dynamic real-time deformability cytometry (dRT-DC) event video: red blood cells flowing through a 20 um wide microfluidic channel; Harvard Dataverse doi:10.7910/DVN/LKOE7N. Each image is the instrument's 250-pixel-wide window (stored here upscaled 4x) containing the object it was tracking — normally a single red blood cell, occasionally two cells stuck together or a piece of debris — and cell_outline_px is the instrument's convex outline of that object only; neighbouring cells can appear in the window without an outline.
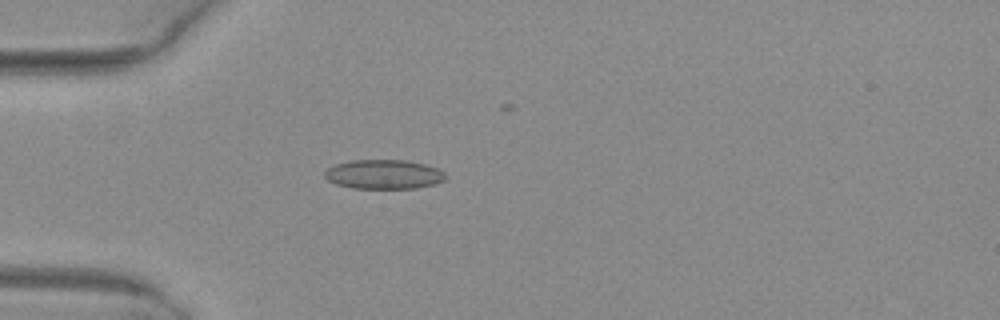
{"species": "common noctule bat (a hibernating species)", "species_latin": "Nyctalus noctula", "temperature_condition": "warm", "stored_images_in_passage": 4, "camera_frame_rate_fps": 3000, "um_per_image_px": 0.085, "animal": {"sex": "female", "body_mass_g": 29.2, "forearm_length_mm": 56.3}, "frame": {"image": 1, "passage_image": 4, "time_ms": 1.0, "image_size_px": [1000, 320], "cell_outline_px": [[448, 176], [444, 180], [436, 184], [416, 188], [352, 188], [336, 184], [328, 180], [324, 176], [324, 172], [328, 168], [336, 164], [352, 160], [408, 160], [424, 164], [436, 168], [444, 172]], "centroid_in_image_um": [32.64, 14.82], "position_along_channel_um": 52.4, "area_um2": 20.69}}